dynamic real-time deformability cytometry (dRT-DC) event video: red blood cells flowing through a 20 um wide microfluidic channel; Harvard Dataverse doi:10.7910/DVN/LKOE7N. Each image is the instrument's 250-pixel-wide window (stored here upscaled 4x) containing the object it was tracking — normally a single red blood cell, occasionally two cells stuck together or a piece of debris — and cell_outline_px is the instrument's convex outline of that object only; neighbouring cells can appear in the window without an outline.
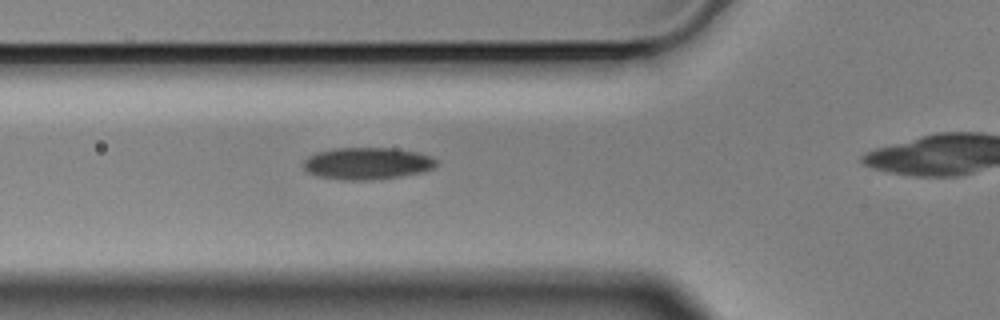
{"species": "Egyptian fruit bat (a non-hibernating species)", "species_latin": "Rousettus aegyptiacus", "temperature_condition": "cold", "stored_images_in_passage": 4, "camera_frame_rate_fps": 3000, "um_per_image_px": 0.085, "animal": {"sex": "male"}, "frame": {"image": 1, "passage_image": 3, "time_ms": 0.667, "image_size_px": [1000, 320], "cell_outline_px": [[436, 164], [432, 168], [420, 172], [380, 180], [344, 180], [316, 176], [308, 172], [304, 168], [304, 160], [308, 156], [316, 152], [332, 148], [396, 148], [420, 152], [432, 156], [436, 160]], "centroid_in_image_um": [31.2, 13.89], "position_along_channel_um": 94.6, "area_um2": 25.03}}